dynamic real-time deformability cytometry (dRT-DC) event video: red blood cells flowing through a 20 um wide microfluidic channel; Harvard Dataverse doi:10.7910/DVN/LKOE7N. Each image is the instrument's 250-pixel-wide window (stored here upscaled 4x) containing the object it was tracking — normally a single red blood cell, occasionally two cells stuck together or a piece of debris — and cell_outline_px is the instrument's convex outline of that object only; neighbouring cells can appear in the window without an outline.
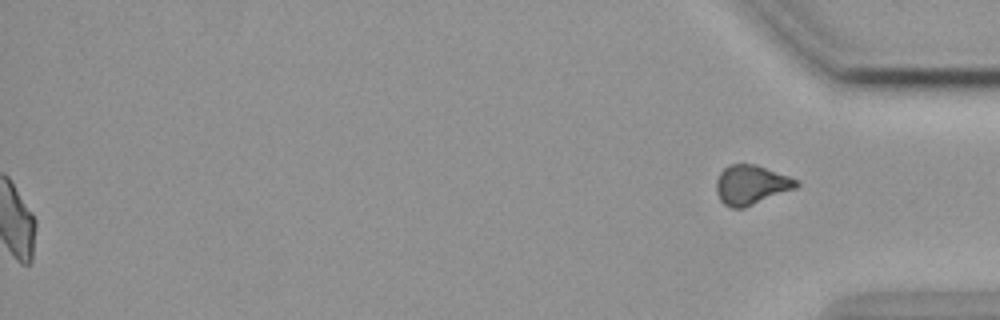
{"species": "common noctule bat (a hibernating species)", "species_latin": "Nyctalus noctula", "temperature_condition": "cold", "stored_images_in_passage": 57, "segment_of_instrument_passage": [2, 2], "camera_frame_rate_fps": 3000, "um_per_image_px": 0.085, "animal": {"sex": "female", "body_mass_g": 19.9}, "frame": {"image": 1, "passage_image": 57, "time_ms": 18.667, "image_size_px": [1000, 320], "cell_outline_px": [[800, 184], [796, 188], [744, 208], [732, 208], [724, 204], [720, 200], [716, 192], [716, 180], [720, 172], [728, 164], [756, 164], [800, 180]], "centroid_in_image_um": [63.85, 15.7], "position_along_channel_um": 371.4, "area_um2": 18.55}}